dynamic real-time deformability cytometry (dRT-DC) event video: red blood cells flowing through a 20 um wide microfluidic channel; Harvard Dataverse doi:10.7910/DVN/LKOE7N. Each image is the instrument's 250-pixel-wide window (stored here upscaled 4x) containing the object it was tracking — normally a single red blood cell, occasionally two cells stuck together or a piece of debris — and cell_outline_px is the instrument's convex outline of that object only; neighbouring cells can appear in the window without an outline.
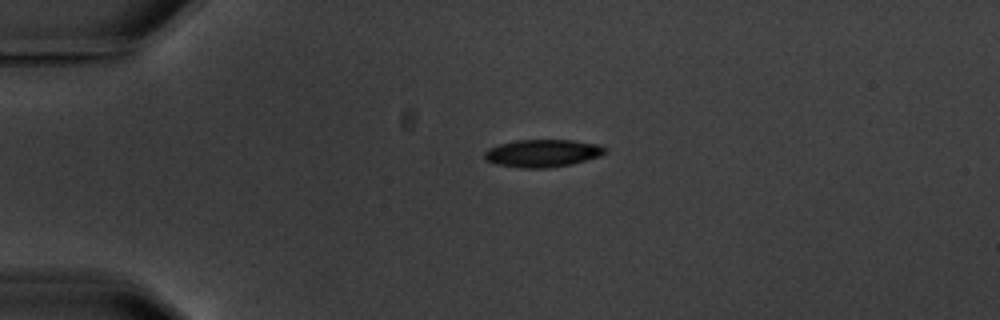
{"species": "common noctule bat (a hibernating species)", "species_latin": "Nyctalus noctula", "temperature_condition": "warm", "stored_images_in_passage": 2, "camera_frame_rate_fps": 3000, "um_per_image_px": 0.085, "animal": {"sex": "male", "body_mass_g": 20.1, "forearm_length_mm": 53.5}, "frame": {"image": 1, "passage_image": 1, "time_ms": 0.0, "image_size_px": [1000, 320], "cell_outline_px": [[608, 152], [600, 156], [572, 164], [548, 168], [520, 168], [496, 164], [484, 160], [484, 152], [488, 148], [500, 144], [516, 140], [572, 140], [600, 144], [608, 148]], "centroid_in_image_um": [46.14, 13.02], "position_along_channel_um": 38.9, "area_um2": 19.65}}